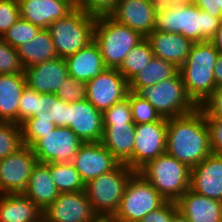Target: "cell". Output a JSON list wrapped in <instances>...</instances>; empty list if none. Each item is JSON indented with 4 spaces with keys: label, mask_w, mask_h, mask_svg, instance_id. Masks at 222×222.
Returning <instances> with one entry per match:
<instances>
[{
    "label": "cell",
    "mask_w": 222,
    "mask_h": 222,
    "mask_svg": "<svg viewBox=\"0 0 222 222\" xmlns=\"http://www.w3.org/2000/svg\"><path fill=\"white\" fill-rule=\"evenodd\" d=\"M166 153L190 169L212 153L209 126L199 107L188 114L168 118Z\"/></svg>",
    "instance_id": "obj_1"
},
{
    "label": "cell",
    "mask_w": 222,
    "mask_h": 222,
    "mask_svg": "<svg viewBox=\"0 0 222 222\" xmlns=\"http://www.w3.org/2000/svg\"><path fill=\"white\" fill-rule=\"evenodd\" d=\"M222 18L200 10L191 0L157 8L153 31L180 33L193 43L210 41Z\"/></svg>",
    "instance_id": "obj_2"
},
{
    "label": "cell",
    "mask_w": 222,
    "mask_h": 222,
    "mask_svg": "<svg viewBox=\"0 0 222 222\" xmlns=\"http://www.w3.org/2000/svg\"><path fill=\"white\" fill-rule=\"evenodd\" d=\"M219 56L210 41L194 43L179 73L188 95L200 106L216 89L214 67Z\"/></svg>",
    "instance_id": "obj_3"
},
{
    "label": "cell",
    "mask_w": 222,
    "mask_h": 222,
    "mask_svg": "<svg viewBox=\"0 0 222 222\" xmlns=\"http://www.w3.org/2000/svg\"><path fill=\"white\" fill-rule=\"evenodd\" d=\"M143 39L138 32L117 22L111 16L96 18L93 40L99 46L107 68L118 69L128 52Z\"/></svg>",
    "instance_id": "obj_4"
},
{
    "label": "cell",
    "mask_w": 222,
    "mask_h": 222,
    "mask_svg": "<svg viewBox=\"0 0 222 222\" xmlns=\"http://www.w3.org/2000/svg\"><path fill=\"white\" fill-rule=\"evenodd\" d=\"M166 201L176 202L189 188L191 169L164 153L138 171Z\"/></svg>",
    "instance_id": "obj_5"
},
{
    "label": "cell",
    "mask_w": 222,
    "mask_h": 222,
    "mask_svg": "<svg viewBox=\"0 0 222 222\" xmlns=\"http://www.w3.org/2000/svg\"><path fill=\"white\" fill-rule=\"evenodd\" d=\"M134 173L126 164L120 163L114 170L85 184L86 196L97 216L115 215L127 182Z\"/></svg>",
    "instance_id": "obj_6"
},
{
    "label": "cell",
    "mask_w": 222,
    "mask_h": 222,
    "mask_svg": "<svg viewBox=\"0 0 222 222\" xmlns=\"http://www.w3.org/2000/svg\"><path fill=\"white\" fill-rule=\"evenodd\" d=\"M96 17L75 8L66 17L60 18L48 27L57 56L66 58L83 49L93 40Z\"/></svg>",
    "instance_id": "obj_7"
},
{
    "label": "cell",
    "mask_w": 222,
    "mask_h": 222,
    "mask_svg": "<svg viewBox=\"0 0 222 222\" xmlns=\"http://www.w3.org/2000/svg\"><path fill=\"white\" fill-rule=\"evenodd\" d=\"M135 93L165 118L182 116L199 107L188 95L179 71L172 78L154 86L141 87Z\"/></svg>",
    "instance_id": "obj_8"
},
{
    "label": "cell",
    "mask_w": 222,
    "mask_h": 222,
    "mask_svg": "<svg viewBox=\"0 0 222 222\" xmlns=\"http://www.w3.org/2000/svg\"><path fill=\"white\" fill-rule=\"evenodd\" d=\"M165 201L150 182L135 172L127 182L114 217L120 222H139Z\"/></svg>",
    "instance_id": "obj_9"
},
{
    "label": "cell",
    "mask_w": 222,
    "mask_h": 222,
    "mask_svg": "<svg viewBox=\"0 0 222 222\" xmlns=\"http://www.w3.org/2000/svg\"><path fill=\"white\" fill-rule=\"evenodd\" d=\"M83 143L69 127H56L31 148L39 163H72Z\"/></svg>",
    "instance_id": "obj_10"
},
{
    "label": "cell",
    "mask_w": 222,
    "mask_h": 222,
    "mask_svg": "<svg viewBox=\"0 0 222 222\" xmlns=\"http://www.w3.org/2000/svg\"><path fill=\"white\" fill-rule=\"evenodd\" d=\"M168 118L135 127L133 170L138 172L149 161L166 153Z\"/></svg>",
    "instance_id": "obj_11"
},
{
    "label": "cell",
    "mask_w": 222,
    "mask_h": 222,
    "mask_svg": "<svg viewBox=\"0 0 222 222\" xmlns=\"http://www.w3.org/2000/svg\"><path fill=\"white\" fill-rule=\"evenodd\" d=\"M31 147L23 145L16 152L0 160V194L23 193L31 172L37 164Z\"/></svg>",
    "instance_id": "obj_12"
},
{
    "label": "cell",
    "mask_w": 222,
    "mask_h": 222,
    "mask_svg": "<svg viewBox=\"0 0 222 222\" xmlns=\"http://www.w3.org/2000/svg\"><path fill=\"white\" fill-rule=\"evenodd\" d=\"M86 99L102 113L127 97L128 81L114 68H106L86 82Z\"/></svg>",
    "instance_id": "obj_13"
},
{
    "label": "cell",
    "mask_w": 222,
    "mask_h": 222,
    "mask_svg": "<svg viewBox=\"0 0 222 222\" xmlns=\"http://www.w3.org/2000/svg\"><path fill=\"white\" fill-rule=\"evenodd\" d=\"M96 216L85 191L59 193L43 210V222H92Z\"/></svg>",
    "instance_id": "obj_14"
},
{
    "label": "cell",
    "mask_w": 222,
    "mask_h": 222,
    "mask_svg": "<svg viewBox=\"0 0 222 222\" xmlns=\"http://www.w3.org/2000/svg\"><path fill=\"white\" fill-rule=\"evenodd\" d=\"M67 127L83 142H101L103 114L87 99L67 103Z\"/></svg>",
    "instance_id": "obj_15"
},
{
    "label": "cell",
    "mask_w": 222,
    "mask_h": 222,
    "mask_svg": "<svg viewBox=\"0 0 222 222\" xmlns=\"http://www.w3.org/2000/svg\"><path fill=\"white\" fill-rule=\"evenodd\" d=\"M72 164L86 184L101 174L114 170L120 162L101 142H84L73 157Z\"/></svg>",
    "instance_id": "obj_16"
},
{
    "label": "cell",
    "mask_w": 222,
    "mask_h": 222,
    "mask_svg": "<svg viewBox=\"0 0 222 222\" xmlns=\"http://www.w3.org/2000/svg\"><path fill=\"white\" fill-rule=\"evenodd\" d=\"M157 8L154 0H120L110 16L146 38L154 29Z\"/></svg>",
    "instance_id": "obj_17"
},
{
    "label": "cell",
    "mask_w": 222,
    "mask_h": 222,
    "mask_svg": "<svg viewBox=\"0 0 222 222\" xmlns=\"http://www.w3.org/2000/svg\"><path fill=\"white\" fill-rule=\"evenodd\" d=\"M190 189L202 196L222 201V155L211 153L191 168Z\"/></svg>",
    "instance_id": "obj_18"
},
{
    "label": "cell",
    "mask_w": 222,
    "mask_h": 222,
    "mask_svg": "<svg viewBox=\"0 0 222 222\" xmlns=\"http://www.w3.org/2000/svg\"><path fill=\"white\" fill-rule=\"evenodd\" d=\"M20 15L40 29H48L54 21L75 9L74 0H18Z\"/></svg>",
    "instance_id": "obj_19"
},
{
    "label": "cell",
    "mask_w": 222,
    "mask_h": 222,
    "mask_svg": "<svg viewBox=\"0 0 222 222\" xmlns=\"http://www.w3.org/2000/svg\"><path fill=\"white\" fill-rule=\"evenodd\" d=\"M26 85L40 94H55L69 76L64 58L42 62L24 68Z\"/></svg>",
    "instance_id": "obj_20"
},
{
    "label": "cell",
    "mask_w": 222,
    "mask_h": 222,
    "mask_svg": "<svg viewBox=\"0 0 222 222\" xmlns=\"http://www.w3.org/2000/svg\"><path fill=\"white\" fill-rule=\"evenodd\" d=\"M146 40L154 57L171 62L178 68L185 62L194 44L180 33L163 31H152Z\"/></svg>",
    "instance_id": "obj_21"
},
{
    "label": "cell",
    "mask_w": 222,
    "mask_h": 222,
    "mask_svg": "<svg viewBox=\"0 0 222 222\" xmlns=\"http://www.w3.org/2000/svg\"><path fill=\"white\" fill-rule=\"evenodd\" d=\"M135 123L103 125L102 145L120 162L133 170Z\"/></svg>",
    "instance_id": "obj_22"
},
{
    "label": "cell",
    "mask_w": 222,
    "mask_h": 222,
    "mask_svg": "<svg viewBox=\"0 0 222 222\" xmlns=\"http://www.w3.org/2000/svg\"><path fill=\"white\" fill-rule=\"evenodd\" d=\"M176 204L189 222H222V201L197 194L190 188Z\"/></svg>",
    "instance_id": "obj_23"
},
{
    "label": "cell",
    "mask_w": 222,
    "mask_h": 222,
    "mask_svg": "<svg viewBox=\"0 0 222 222\" xmlns=\"http://www.w3.org/2000/svg\"><path fill=\"white\" fill-rule=\"evenodd\" d=\"M68 75L77 81L88 82L107 67L99 46L92 40L83 49L64 58Z\"/></svg>",
    "instance_id": "obj_24"
},
{
    "label": "cell",
    "mask_w": 222,
    "mask_h": 222,
    "mask_svg": "<svg viewBox=\"0 0 222 222\" xmlns=\"http://www.w3.org/2000/svg\"><path fill=\"white\" fill-rule=\"evenodd\" d=\"M0 222H43V211L24 193L0 194Z\"/></svg>",
    "instance_id": "obj_25"
},
{
    "label": "cell",
    "mask_w": 222,
    "mask_h": 222,
    "mask_svg": "<svg viewBox=\"0 0 222 222\" xmlns=\"http://www.w3.org/2000/svg\"><path fill=\"white\" fill-rule=\"evenodd\" d=\"M26 86L24 74L0 75V121L18 124V107Z\"/></svg>",
    "instance_id": "obj_26"
},
{
    "label": "cell",
    "mask_w": 222,
    "mask_h": 222,
    "mask_svg": "<svg viewBox=\"0 0 222 222\" xmlns=\"http://www.w3.org/2000/svg\"><path fill=\"white\" fill-rule=\"evenodd\" d=\"M42 211L45 210L58 197L50 169L45 163L34 166L26 190L23 192Z\"/></svg>",
    "instance_id": "obj_27"
},
{
    "label": "cell",
    "mask_w": 222,
    "mask_h": 222,
    "mask_svg": "<svg viewBox=\"0 0 222 222\" xmlns=\"http://www.w3.org/2000/svg\"><path fill=\"white\" fill-rule=\"evenodd\" d=\"M24 68L57 58L52 36L47 29H41L29 42L16 48Z\"/></svg>",
    "instance_id": "obj_28"
},
{
    "label": "cell",
    "mask_w": 222,
    "mask_h": 222,
    "mask_svg": "<svg viewBox=\"0 0 222 222\" xmlns=\"http://www.w3.org/2000/svg\"><path fill=\"white\" fill-rule=\"evenodd\" d=\"M179 68L171 62L153 57L148 65L128 81L129 91L136 92L141 87L154 86L172 78Z\"/></svg>",
    "instance_id": "obj_29"
},
{
    "label": "cell",
    "mask_w": 222,
    "mask_h": 222,
    "mask_svg": "<svg viewBox=\"0 0 222 222\" xmlns=\"http://www.w3.org/2000/svg\"><path fill=\"white\" fill-rule=\"evenodd\" d=\"M26 121H48L57 127H67V102L55 94H40L37 99L36 115Z\"/></svg>",
    "instance_id": "obj_30"
},
{
    "label": "cell",
    "mask_w": 222,
    "mask_h": 222,
    "mask_svg": "<svg viewBox=\"0 0 222 222\" xmlns=\"http://www.w3.org/2000/svg\"><path fill=\"white\" fill-rule=\"evenodd\" d=\"M59 193L85 191V183L72 163H45Z\"/></svg>",
    "instance_id": "obj_31"
},
{
    "label": "cell",
    "mask_w": 222,
    "mask_h": 222,
    "mask_svg": "<svg viewBox=\"0 0 222 222\" xmlns=\"http://www.w3.org/2000/svg\"><path fill=\"white\" fill-rule=\"evenodd\" d=\"M153 57L151 46L146 38H144L128 52L118 71L129 81L144 69Z\"/></svg>",
    "instance_id": "obj_32"
},
{
    "label": "cell",
    "mask_w": 222,
    "mask_h": 222,
    "mask_svg": "<svg viewBox=\"0 0 222 222\" xmlns=\"http://www.w3.org/2000/svg\"><path fill=\"white\" fill-rule=\"evenodd\" d=\"M23 146L21 125L0 121V160Z\"/></svg>",
    "instance_id": "obj_33"
},
{
    "label": "cell",
    "mask_w": 222,
    "mask_h": 222,
    "mask_svg": "<svg viewBox=\"0 0 222 222\" xmlns=\"http://www.w3.org/2000/svg\"><path fill=\"white\" fill-rule=\"evenodd\" d=\"M41 29L27 20L20 18L2 36V39L10 46L17 48L29 42Z\"/></svg>",
    "instance_id": "obj_34"
},
{
    "label": "cell",
    "mask_w": 222,
    "mask_h": 222,
    "mask_svg": "<svg viewBox=\"0 0 222 222\" xmlns=\"http://www.w3.org/2000/svg\"><path fill=\"white\" fill-rule=\"evenodd\" d=\"M129 102L132 119L136 125L156 122L163 118L146 99L141 98L135 92L129 91Z\"/></svg>",
    "instance_id": "obj_35"
},
{
    "label": "cell",
    "mask_w": 222,
    "mask_h": 222,
    "mask_svg": "<svg viewBox=\"0 0 222 222\" xmlns=\"http://www.w3.org/2000/svg\"><path fill=\"white\" fill-rule=\"evenodd\" d=\"M24 74V67L16 48L0 38V75Z\"/></svg>",
    "instance_id": "obj_36"
},
{
    "label": "cell",
    "mask_w": 222,
    "mask_h": 222,
    "mask_svg": "<svg viewBox=\"0 0 222 222\" xmlns=\"http://www.w3.org/2000/svg\"><path fill=\"white\" fill-rule=\"evenodd\" d=\"M103 125H114L120 123H134L132 110L129 102V92L127 97L112 105L103 113Z\"/></svg>",
    "instance_id": "obj_37"
},
{
    "label": "cell",
    "mask_w": 222,
    "mask_h": 222,
    "mask_svg": "<svg viewBox=\"0 0 222 222\" xmlns=\"http://www.w3.org/2000/svg\"><path fill=\"white\" fill-rule=\"evenodd\" d=\"M56 125L48 121H25L21 124L23 145L31 147L38 139L56 129Z\"/></svg>",
    "instance_id": "obj_38"
},
{
    "label": "cell",
    "mask_w": 222,
    "mask_h": 222,
    "mask_svg": "<svg viewBox=\"0 0 222 222\" xmlns=\"http://www.w3.org/2000/svg\"><path fill=\"white\" fill-rule=\"evenodd\" d=\"M120 0H74L75 8L93 17L110 16Z\"/></svg>",
    "instance_id": "obj_39"
},
{
    "label": "cell",
    "mask_w": 222,
    "mask_h": 222,
    "mask_svg": "<svg viewBox=\"0 0 222 222\" xmlns=\"http://www.w3.org/2000/svg\"><path fill=\"white\" fill-rule=\"evenodd\" d=\"M86 82L77 81L71 76H68L55 95L60 98L61 100L70 103V102H77L86 99Z\"/></svg>",
    "instance_id": "obj_40"
},
{
    "label": "cell",
    "mask_w": 222,
    "mask_h": 222,
    "mask_svg": "<svg viewBox=\"0 0 222 222\" xmlns=\"http://www.w3.org/2000/svg\"><path fill=\"white\" fill-rule=\"evenodd\" d=\"M20 18L18 0H0V38Z\"/></svg>",
    "instance_id": "obj_41"
},
{
    "label": "cell",
    "mask_w": 222,
    "mask_h": 222,
    "mask_svg": "<svg viewBox=\"0 0 222 222\" xmlns=\"http://www.w3.org/2000/svg\"><path fill=\"white\" fill-rule=\"evenodd\" d=\"M37 99H39V93L26 86L21 95L18 107V125L36 115Z\"/></svg>",
    "instance_id": "obj_42"
},
{
    "label": "cell",
    "mask_w": 222,
    "mask_h": 222,
    "mask_svg": "<svg viewBox=\"0 0 222 222\" xmlns=\"http://www.w3.org/2000/svg\"><path fill=\"white\" fill-rule=\"evenodd\" d=\"M199 108L205 117H222V86L216 87Z\"/></svg>",
    "instance_id": "obj_43"
},
{
    "label": "cell",
    "mask_w": 222,
    "mask_h": 222,
    "mask_svg": "<svg viewBox=\"0 0 222 222\" xmlns=\"http://www.w3.org/2000/svg\"><path fill=\"white\" fill-rule=\"evenodd\" d=\"M210 130V147L214 154L222 155V117H206Z\"/></svg>",
    "instance_id": "obj_44"
},
{
    "label": "cell",
    "mask_w": 222,
    "mask_h": 222,
    "mask_svg": "<svg viewBox=\"0 0 222 222\" xmlns=\"http://www.w3.org/2000/svg\"><path fill=\"white\" fill-rule=\"evenodd\" d=\"M177 210L176 202L165 201L159 208L150 212L139 222H171L173 214Z\"/></svg>",
    "instance_id": "obj_45"
},
{
    "label": "cell",
    "mask_w": 222,
    "mask_h": 222,
    "mask_svg": "<svg viewBox=\"0 0 222 222\" xmlns=\"http://www.w3.org/2000/svg\"><path fill=\"white\" fill-rule=\"evenodd\" d=\"M200 10L211 16L222 18V11L218 10V0H191Z\"/></svg>",
    "instance_id": "obj_46"
},
{
    "label": "cell",
    "mask_w": 222,
    "mask_h": 222,
    "mask_svg": "<svg viewBox=\"0 0 222 222\" xmlns=\"http://www.w3.org/2000/svg\"><path fill=\"white\" fill-rule=\"evenodd\" d=\"M214 78L216 87L222 86V54L219 53V56L217 58V63L214 67Z\"/></svg>",
    "instance_id": "obj_47"
},
{
    "label": "cell",
    "mask_w": 222,
    "mask_h": 222,
    "mask_svg": "<svg viewBox=\"0 0 222 222\" xmlns=\"http://www.w3.org/2000/svg\"><path fill=\"white\" fill-rule=\"evenodd\" d=\"M210 42L214 45L218 52L222 54V22Z\"/></svg>",
    "instance_id": "obj_48"
},
{
    "label": "cell",
    "mask_w": 222,
    "mask_h": 222,
    "mask_svg": "<svg viewBox=\"0 0 222 222\" xmlns=\"http://www.w3.org/2000/svg\"><path fill=\"white\" fill-rule=\"evenodd\" d=\"M92 222H120L114 216H96Z\"/></svg>",
    "instance_id": "obj_49"
},
{
    "label": "cell",
    "mask_w": 222,
    "mask_h": 222,
    "mask_svg": "<svg viewBox=\"0 0 222 222\" xmlns=\"http://www.w3.org/2000/svg\"><path fill=\"white\" fill-rule=\"evenodd\" d=\"M154 1L158 5V7H161V6H166V5H172L175 3L185 2L188 0H154Z\"/></svg>",
    "instance_id": "obj_50"
},
{
    "label": "cell",
    "mask_w": 222,
    "mask_h": 222,
    "mask_svg": "<svg viewBox=\"0 0 222 222\" xmlns=\"http://www.w3.org/2000/svg\"><path fill=\"white\" fill-rule=\"evenodd\" d=\"M171 222H189V220L180 211L177 210L173 214Z\"/></svg>",
    "instance_id": "obj_51"
},
{
    "label": "cell",
    "mask_w": 222,
    "mask_h": 222,
    "mask_svg": "<svg viewBox=\"0 0 222 222\" xmlns=\"http://www.w3.org/2000/svg\"><path fill=\"white\" fill-rule=\"evenodd\" d=\"M218 10L222 11V0H218Z\"/></svg>",
    "instance_id": "obj_52"
}]
</instances>
